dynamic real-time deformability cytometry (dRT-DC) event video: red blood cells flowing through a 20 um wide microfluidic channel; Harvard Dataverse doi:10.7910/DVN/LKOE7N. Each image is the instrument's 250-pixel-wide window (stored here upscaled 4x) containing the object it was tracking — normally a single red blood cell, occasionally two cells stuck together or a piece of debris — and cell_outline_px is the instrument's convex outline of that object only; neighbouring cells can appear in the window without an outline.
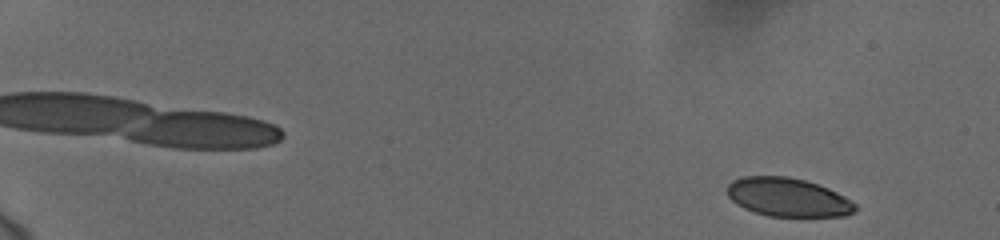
{"species": "human", "species_latin": "Homo sapiens", "temperature_condition": "cold", "stored_images_in_passage": 55, "camera_frame_rate_fps": 3000, "um_per_image_px": 0.085, "donor": {"sex": "female"}, "frame": {"image": 1, "passage_image": 3, "time_ms": 0.667, "image_size_px": [1000, 240], "cell_outline_px": [[860, 208], [856, 212], [844, 216], [768, 216], [744, 208], [736, 204], [728, 196], [728, 184], [732, 180], [744, 176], [788, 176], [804, 180], [828, 188], [844, 196], [856, 204]], "centroid_in_image_um": [67.0, 16.77], "position_along_channel_um": 18.0, "area_um2": 28.84}}
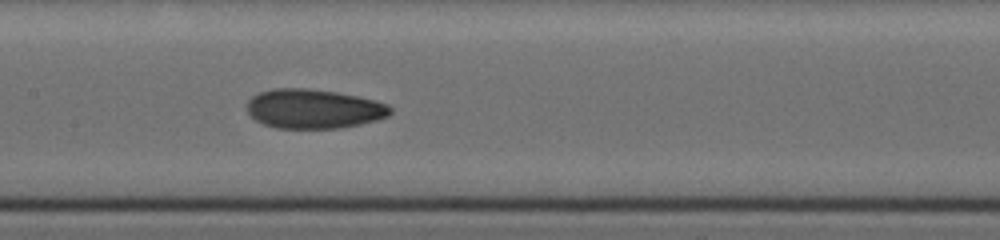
{"frame": {"image": 2, "passage_image": 30, "time_ms": 9.667, "image_size_px": [1000, 240], "cell_outline_px": [[392, 112], [388, 116], [376, 120], [360, 124], [336, 128], [276, 128], [264, 124], [256, 120], [248, 112], [248, 100], [252, 96], [260, 92], [272, 88], [308, 88], [336, 92], [356, 96], [388, 104], [392, 108]], "centroid_in_image_um": [26.66, 9.24], "position_along_channel_um": 180.7, "area_um2": 32.71}}
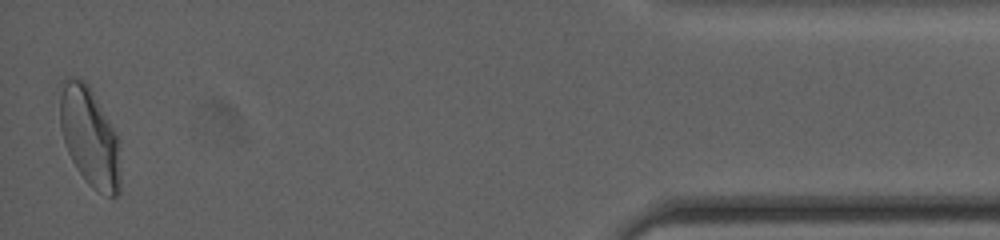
{"frame": {"image": 3, "passage_image": 55, "time_ms": 18.0, "image_size_px": [1000, 240], "cell_outline_px": [[120, 192], [116, 196], [108, 196], [96, 192], [88, 184], [76, 168], [68, 152], [60, 128], [60, 80], [68, 76], [72, 76], [84, 80], [88, 84], [116, 132], [120, 140]], "centroid_in_image_um": [7.63, 11.63], "position_along_channel_um": 427.6, "area_um2": 35.6}, "authors_computed_cell_mechanics": {"area_um2": 32.079, "velocity_mm_per_s": 3.7164, "shape_relaxation_time_tau1_ms": 9.3578, "shape_relaxation_time_tau2_ms": 1.8862, "deformation_change_tau1": 0.2109, "deformation_change_tau2": 0.0745}}